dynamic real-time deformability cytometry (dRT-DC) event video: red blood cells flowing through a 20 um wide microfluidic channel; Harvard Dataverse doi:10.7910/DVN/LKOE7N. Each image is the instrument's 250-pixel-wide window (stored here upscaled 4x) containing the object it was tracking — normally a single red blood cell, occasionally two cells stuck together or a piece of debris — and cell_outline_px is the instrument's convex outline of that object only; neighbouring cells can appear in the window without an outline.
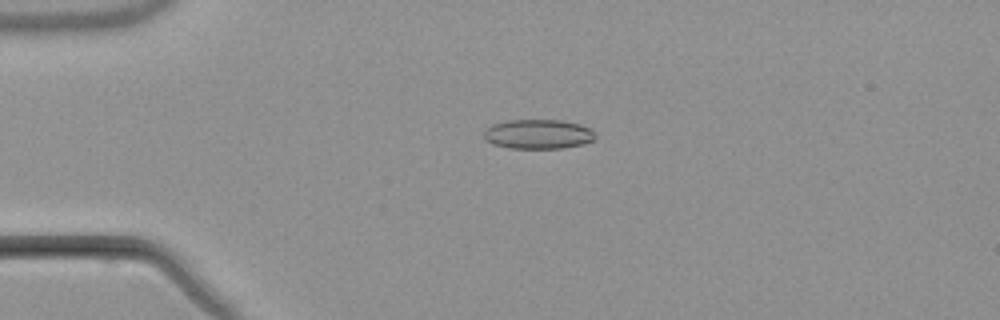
{"species": "common noctule bat (a hibernating species)", "species_latin": "Nyctalus noctula", "temperature_condition": "warm", "stored_images_in_passage": 4, "camera_frame_rate_fps": 3000, "um_per_image_px": 0.085, "animal": {"sex": "male", "body_mass_g": 21.5, "forearm_length_mm": 52.0}, "frame": {"image": 1, "passage_image": 3, "time_ms": 3.0, "image_size_px": [1000, 320], "cell_outline_px": [[596, 136], [592, 140], [584, 144], [564, 148], [508, 148], [492, 144], [484, 140], [484, 132], [492, 124], [508, 120], [564, 120], [580, 124], [588, 128]], "centroid_in_image_um": [45.72, 11.4], "position_along_channel_um": 39.3, "area_um2": 19.19}}